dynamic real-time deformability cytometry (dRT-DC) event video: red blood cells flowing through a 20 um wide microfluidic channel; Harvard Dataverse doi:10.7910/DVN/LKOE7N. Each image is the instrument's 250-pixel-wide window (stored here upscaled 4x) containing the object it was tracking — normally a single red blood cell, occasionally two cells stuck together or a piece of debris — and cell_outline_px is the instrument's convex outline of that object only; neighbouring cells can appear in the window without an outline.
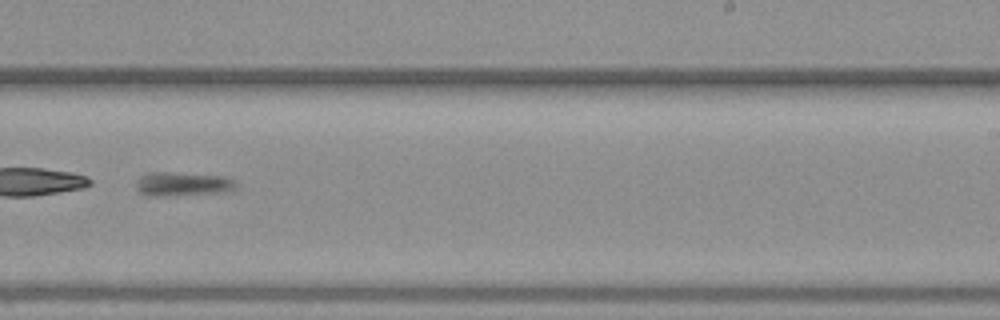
{"species": "common noctule bat (a hibernating species)", "species_latin": "Nyctalus noctula", "temperature_condition": "warm", "stored_images_in_passage": 55, "segment_of_instrument_passage": [2, 2], "camera_frame_rate_fps": 3000, "um_per_image_px": 0.085, "animal": {"sex": "female", "body_mass_g": 19.3, "forearm_length_mm": 54.1}, "frame": {"image": 1, "passage_image": 34, "time_ms": 11.0, "image_size_px": [1000, 320], "cell_outline_px": [[240, 184], [236, 188], [224, 192], [176, 196], [148, 196], [136, 192], [136, 184], [140, 176], [148, 172], [168, 172], [224, 176], [236, 180]], "centroid_in_image_um": [15.53, 15.65], "position_along_channel_um": 273.5, "area_um2": 14.39}}
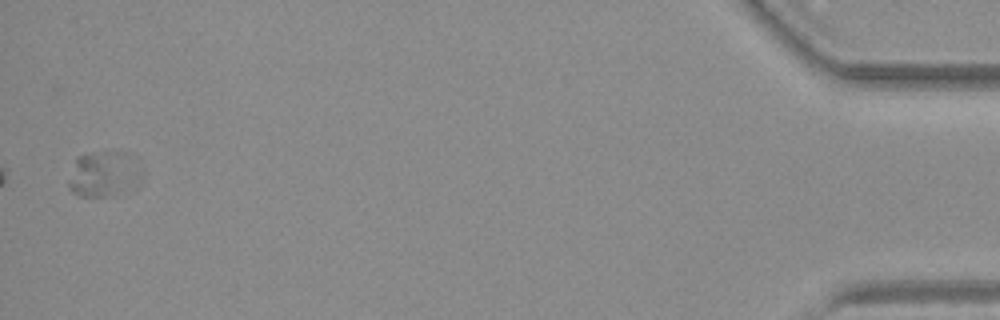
{"frame": {"image": 2, "passage_image": 54, "time_ms": 17.667, "image_size_px": [1000, 320], "cell_outline_px": [[128, 152], [108, 196], [80, 196], [72, 192], [68, 188], [68, 180], [76, 160], [80, 156], [104, 152]], "centroid_in_image_um": [8.14, 14.75], "position_along_channel_um": 427.1, "area_um2": 14.05}}